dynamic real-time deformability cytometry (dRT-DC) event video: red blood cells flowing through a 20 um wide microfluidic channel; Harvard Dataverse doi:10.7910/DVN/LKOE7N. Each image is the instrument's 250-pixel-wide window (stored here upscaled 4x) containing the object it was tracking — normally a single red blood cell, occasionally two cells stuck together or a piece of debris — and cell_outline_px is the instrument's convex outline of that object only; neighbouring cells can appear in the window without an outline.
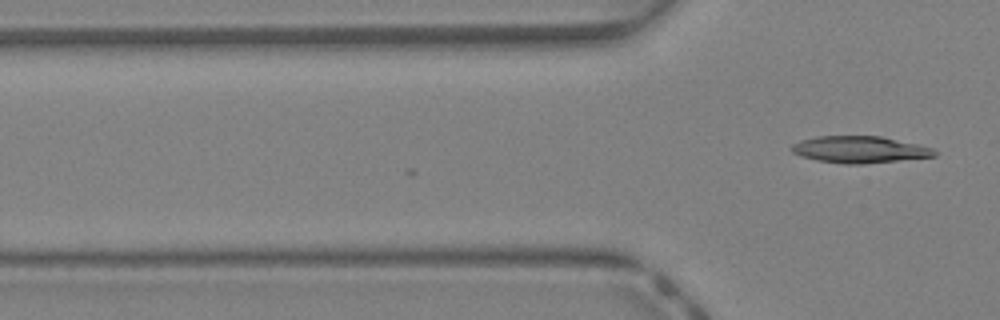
{"species": "Egyptian fruit bat (a non-hibernating species)", "species_latin": "Rousettus aegyptiacus", "temperature_condition": "warm", "stored_images_in_passage": 2, "camera_frame_rate_fps": 3000, "um_per_image_px": 0.085, "animal": {"sex": "female"}, "frame": {"image": 1, "passage_image": 2, "time_ms": 0.333, "image_size_px": [1000, 320], "cell_outline_px": [[936, 156], [864, 164], [844, 164], [816, 160], [800, 156], [792, 152], [792, 144], [800, 140], [816, 136], [880, 136], [916, 144], [932, 148], [936, 152]], "centroid_in_image_um": [73.03, 12.71], "position_along_channel_um": 52.8, "area_um2": 22.2}}